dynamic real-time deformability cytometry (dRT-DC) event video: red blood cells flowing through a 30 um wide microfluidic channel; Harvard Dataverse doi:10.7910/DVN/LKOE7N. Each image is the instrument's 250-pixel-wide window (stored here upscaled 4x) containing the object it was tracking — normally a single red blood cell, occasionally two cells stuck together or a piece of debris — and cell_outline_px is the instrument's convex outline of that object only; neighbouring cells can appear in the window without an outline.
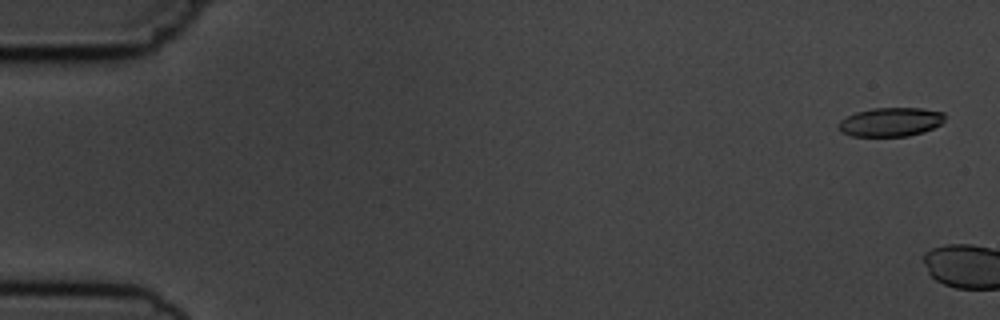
{"species": "common noctule bat (a hibernating species)", "species_latin": "Nyctalus noctula", "temperature_condition": "cold", "stored_images_in_passage": 2, "camera_frame_rate_fps": 3000, "um_per_image_px": 0.085, "animal": {"sex": "male", "body_mass_g": 19.5, "forearm_length_mm": 54.6}, "frame": {"image": 1, "passage_image": 1, "time_ms": 0.0, "image_size_px": [1000, 320], "cell_outline_px": [[944, 120], [940, 124], [924, 132], [908, 136], [852, 136], [840, 132], [836, 128], [836, 124], [840, 120], [856, 112], [872, 108], [924, 108], [944, 112]], "centroid_in_image_um": [75.67, 10.37], "position_along_channel_um": 9.3, "area_um2": 18.09}}